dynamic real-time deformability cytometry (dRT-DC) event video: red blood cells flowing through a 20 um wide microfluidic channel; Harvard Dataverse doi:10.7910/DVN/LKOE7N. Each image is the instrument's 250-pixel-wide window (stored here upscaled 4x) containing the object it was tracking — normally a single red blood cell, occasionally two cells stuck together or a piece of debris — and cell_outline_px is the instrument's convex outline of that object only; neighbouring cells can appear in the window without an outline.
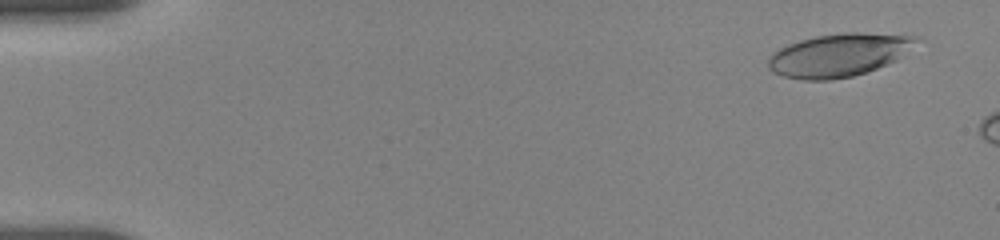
{"species": "human", "species_latin": "Homo sapiens", "temperature_condition": "room temperature", "stored_images_in_passage": 19, "camera_frame_rate_fps": 3000, "um_per_image_px": 0.085, "donor": {"sex": "female"}, "frame": {"image": 1, "passage_image": 4, "time_ms": 0.667, "image_size_px": [1000, 240], "cell_outline_px": [[920, 40], [896, 60], [876, 68], [852, 76], [832, 80], [804, 80], [784, 76], [772, 72], [768, 68], [768, 60], [772, 52], [788, 44], [800, 40], [816, 36], [844, 32], [860, 32], [920, 36]], "centroid_in_image_um": [71.28, 4.67], "position_along_channel_um": 13.7, "area_um2": 37.05}}